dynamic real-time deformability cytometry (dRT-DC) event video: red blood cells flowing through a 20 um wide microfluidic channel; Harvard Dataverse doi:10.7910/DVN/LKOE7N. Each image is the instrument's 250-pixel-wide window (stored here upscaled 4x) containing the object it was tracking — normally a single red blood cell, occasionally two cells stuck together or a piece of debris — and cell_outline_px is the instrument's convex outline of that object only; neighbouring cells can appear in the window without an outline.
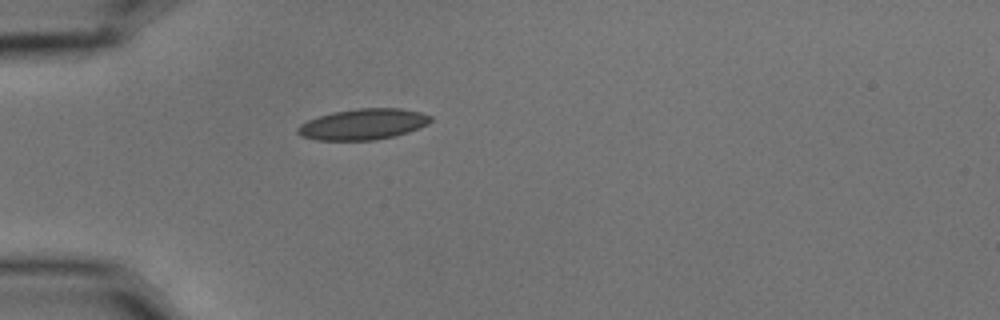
{"species": "common noctule bat (a hibernating species)", "species_latin": "Nyctalus noctula", "temperature_condition": "cold", "stored_images_in_passage": 4, "camera_frame_rate_fps": 3000, "um_per_image_px": 0.085, "animal": {"sex": "male", "body_mass_g": 15.6}, "frame": {"image": 1, "passage_image": 4, "time_ms": 1.0, "image_size_px": [1000, 320], "cell_outline_px": [[432, 120], [428, 124], [408, 132], [392, 136], [372, 140], [316, 140], [300, 136], [296, 132], [296, 128], [300, 124], [308, 120], [332, 112], [356, 108], [400, 108], [420, 112], [432, 116]], "centroid_in_image_um": [30.84, 10.55], "position_along_channel_um": 54.2, "area_um2": 23.93}}